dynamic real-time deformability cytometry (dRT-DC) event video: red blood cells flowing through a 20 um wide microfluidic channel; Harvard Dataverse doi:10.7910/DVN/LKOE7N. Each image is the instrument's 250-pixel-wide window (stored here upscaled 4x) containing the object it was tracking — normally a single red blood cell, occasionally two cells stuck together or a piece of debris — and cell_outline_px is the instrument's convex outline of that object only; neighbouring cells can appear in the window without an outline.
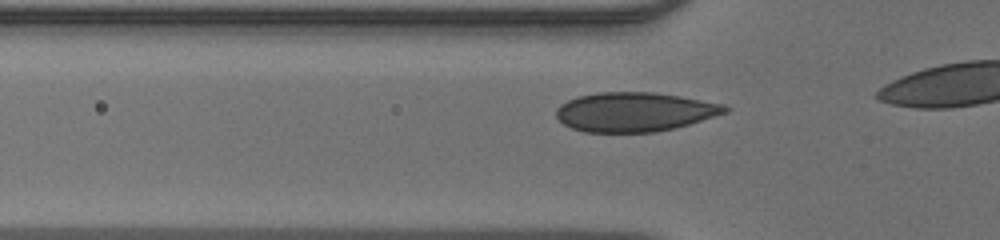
{"species": "human", "species_latin": "Homo sapiens", "temperature_condition": "warm", "stored_images_in_passage": 13, "camera_frame_rate_fps": 3000, "um_per_image_px": 0.085, "donor": {"sex": "male"}, "frame": {"image": 1, "passage_image": 5, "time_ms": 1.333, "image_size_px": [1000, 240], "cell_outline_px": [[728, 112], [688, 124], [656, 132], [584, 132], [572, 128], [564, 124], [556, 116], [556, 108], [560, 104], [568, 100], [580, 96], [596, 92], [652, 92], [680, 96], [724, 104], [728, 108]], "centroid_in_image_um": [53.91, 9.51], "position_along_channel_um": 71.9, "area_um2": 38.44}}
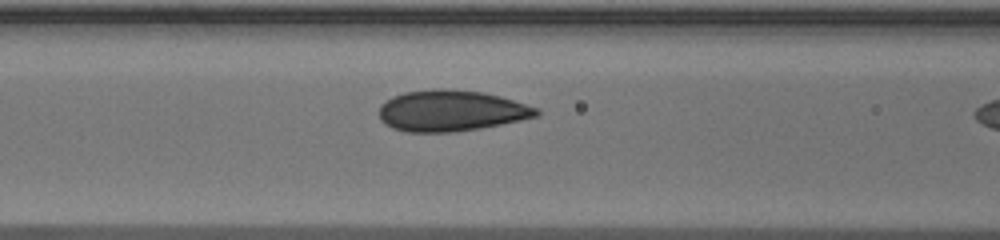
{"frame": {"image": 2, "passage_image": 9, "time_ms": 2.667, "image_size_px": [1000, 240], "cell_outline_px": [[540, 112], [536, 116], [520, 120], [480, 128], [452, 132], [408, 132], [392, 128], [384, 124], [380, 120], [380, 104], [384, 100], [392, 96], [404, 92], [436, 88], [444, 88], [480, 92], [500, 96], [540, 108]], "centroid_in_image_um": [38.31, 9.41], "position_along_channel_um": 128.3, "area_um2": 37.74}}
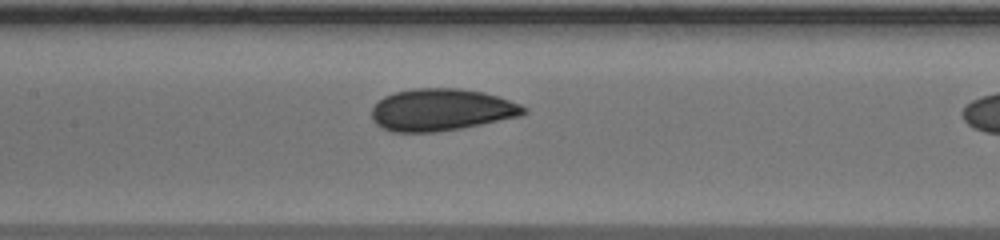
{"frame": {"image": 3, "passage_image": 12, "time_ms": 3.667, "image_size_px": [1000, 240], "cell_outline_px": [[528, 112], [520, 116], [460, 128], [436, 132], [392, 132], [376, 124], [372, 120], [372, 108], [384, 96], [396, 92], [416, 88], [460, 88], [484, 92], [520, 104], [528, 108]], "centroid_in_image_um": [37.52, 9.33], "position_along_channel_um": 169.9, "area_um2": 37.11}}